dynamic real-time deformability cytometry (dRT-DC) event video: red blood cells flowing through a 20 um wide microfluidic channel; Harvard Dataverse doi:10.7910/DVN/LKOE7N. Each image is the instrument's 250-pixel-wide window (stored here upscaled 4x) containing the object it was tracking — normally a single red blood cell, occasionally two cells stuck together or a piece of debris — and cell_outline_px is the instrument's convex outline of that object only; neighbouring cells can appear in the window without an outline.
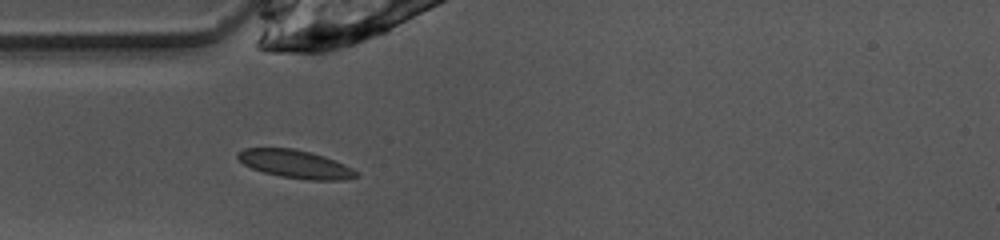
{"species": "common noctule bat (a hibernating species)", "species_latin": "Nyctalus noctula", "temperature_condition": "warm", "stored_images_in_passage": 36, "camera_frame_rate_fps": 3000, "um_per_image_px": 0.085, "animal": {"sex": "female", "body_mass_g": 10.0, "forearm_length_mm": 53.1}, "frame": {"image": 1, "passage_image": 1, "time_ms": 0.0, "image_size_px": [1000, 240], "cell_outline_px": [[360, 176], [344, 180], [308, 180], [280, 176], [264, 172], [252, 168], [244, 164], [236, 156], [244, 148], [292, 148], [324, 156], [344, 164], [360, 172]], "centroid_in_image_um": [25.16, 13.96], "position_along_channel_um": 59.8, "area_um2": 19.31}}
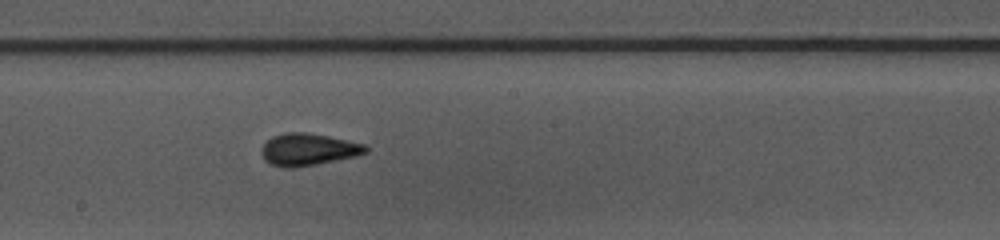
{"frame": {"image": 2, "passage_image": 13, "time_ms": 4.0, "image_size_px": [1000, 240], "cell_outline_px": [[368, 152], [356, 156], [316, 164], [292, 168], [284, 168], [272, 164], [264, 160], [260, 152], [260, 148], [272, 136], [288, 132], [304, 132], [328, 136], [364, 144], [368, 148]], "centroid_in_image_um": [26.17, 12.71], "position_along_channel_um": 222.0, "area_um2": 19.42}}
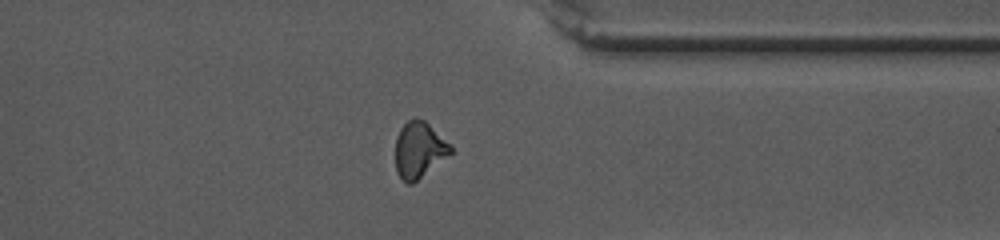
{"frame": {"image": 3, "passage_image": 25, "time_ms": 8.0, "image_size_px": [1000, 240], "cell_outline_px": [[452, 152], [412, 184], [408, 184], [396, 172], [396, 136], [400, 128], [408, 120], [416, 116], [424, 120], [452, 148]], "centroid_in_image_um": [35.58, 12.72], "position_along_channel_um": 375.8, "area_um2": 17.57}, "authors_computed_cell_mechanics": {"area_um2": 18.3515, "velocity_mm_per_s": 4.0216, "shape_relaxation_time_tau1_ms": 3.6888, "shape_relaxation_time_tau2_ms": 1.191, "deformation_change_tau1": 0.1203, "deformation_change_tau2": 0.0716}}